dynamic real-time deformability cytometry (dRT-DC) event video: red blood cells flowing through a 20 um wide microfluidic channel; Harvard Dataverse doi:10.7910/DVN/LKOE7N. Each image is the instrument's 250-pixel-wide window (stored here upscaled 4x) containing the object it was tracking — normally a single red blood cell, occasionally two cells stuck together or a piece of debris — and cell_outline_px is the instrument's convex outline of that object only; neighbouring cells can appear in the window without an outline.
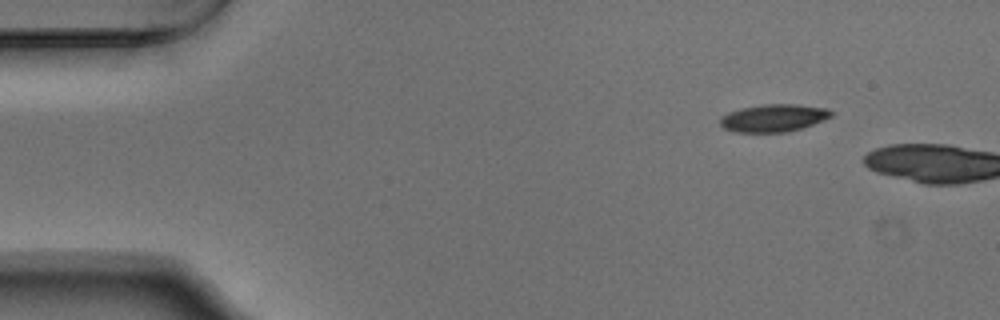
{"species": "Egyptian fruit bat (a non-hibernating species)", "species_latin": "Rousettus aegyptiacus", "temperature_condition": "warm", "stored_images_in_passage": 3, "camera_frame_rate_fps": 3000, "um_per_image_px": 0.085, "animal": {"sex": "male"}, "frame": {"image": 1, "passage_image": 1, "time_ms": 0.0, "image_size_px": [1000, 320], "cell_outline_px": [[832, 116], [812, 124], [800, 128], [784, 132], [736, 132], [724, 128], [720, 124], [720, 116], [728, 112], [740, 108], [760, 104], [796, 104], [828, 108], [832, 112]], "centroid_in_image_um": [65.71, 10.01], "position_along_channel_um": 19.3, "area_um2": 17.8}}